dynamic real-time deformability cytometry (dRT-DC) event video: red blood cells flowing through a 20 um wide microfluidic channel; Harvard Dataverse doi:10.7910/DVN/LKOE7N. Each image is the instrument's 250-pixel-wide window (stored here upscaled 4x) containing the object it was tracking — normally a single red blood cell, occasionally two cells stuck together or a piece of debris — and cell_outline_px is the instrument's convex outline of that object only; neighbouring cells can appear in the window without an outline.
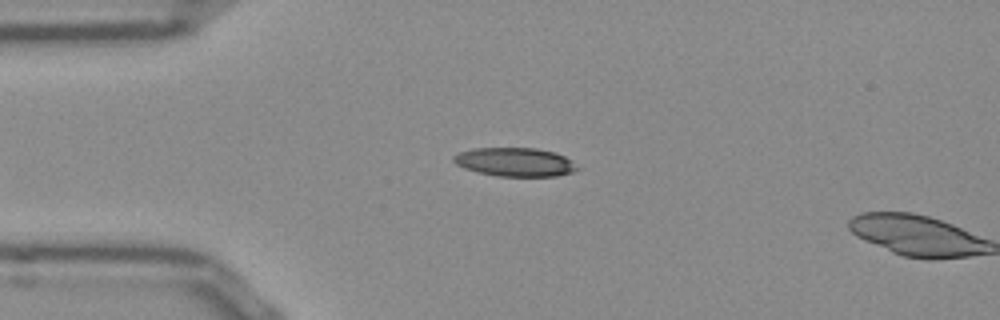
{"species": "Egyptian fruit bat (a non-hibernating species)", "species_latin": "Rousettus aegyptiacus", "temperature_condition": "room temperature", "stored_images_in_passage": 2, "camera_frame_rate_fps": 3000, "um_per_image_px": 0.085, "frame": {"image": 1, "passage_image": 1, "time_ms": 0.0, "image_size_px": [1000, 320], "cell_outline_px": [[580, 168], [572, 172], [556, 176], [500, 176], [480, 172], [464, 168], [456, 164], [452, 160], [452, 156], [460, 152], [472, 148], [536, 148], [556, 152], [564, 156]], "centroid_in_image_um": [43.77, 13.76], "position_along_channel_um": 41.2, "area_um2": 20.58}}